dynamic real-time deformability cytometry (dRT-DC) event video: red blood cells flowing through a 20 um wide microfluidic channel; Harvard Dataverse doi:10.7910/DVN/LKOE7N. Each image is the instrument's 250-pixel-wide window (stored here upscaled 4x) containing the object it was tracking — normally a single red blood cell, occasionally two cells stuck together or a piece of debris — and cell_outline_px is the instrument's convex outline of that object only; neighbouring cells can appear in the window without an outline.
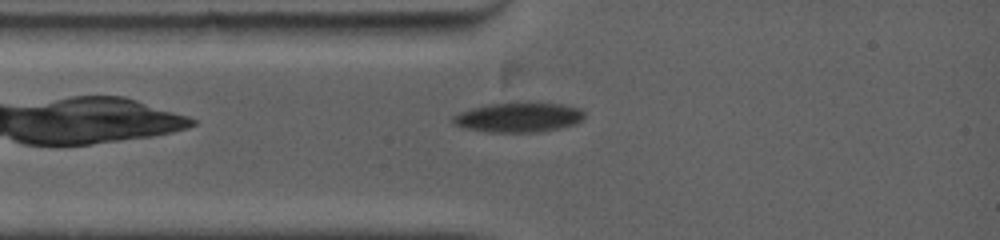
{"species": "common noctule bat (a hibernating species)", "species_latin": "Nyctalus noctula", "temperature_condition": "warm", "stored_images_in_passage": 14, "camera_frame_rate_fps": 5000, "um_per_image_px": 0.085, "animal": {"sex": "female", "body_mass_g": 19.0, "forearm_length_mm": 53.3}, "frame": {"image": 1, "passage_image": 1, "time_ms": 0.0, "image_size_px": [1000, 240], "cell_outline_px": [[584, 120], [576, 124], [560, 128], [536, 132], [488, 132], [464, 128], [452, 124], [452, 116], [460, 112], [472, 108], [488, 104], [528, 100], [564, 104], [580, 108], [584, 112]], "centroid_in_image_um": [44.11, 9.94], "position_along_channel_um": 40.9, "area_um2": 23.58}}
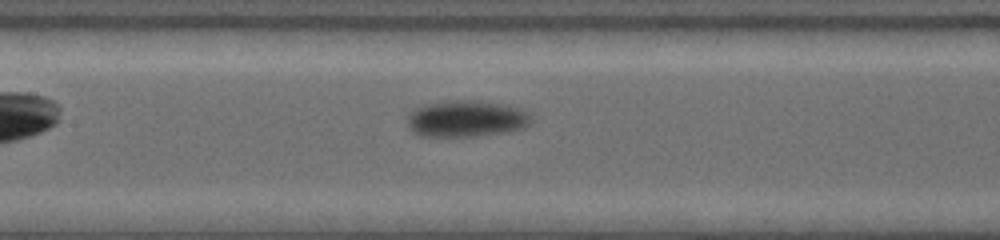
{"frame": {"image": 2, "passage_image": 7, "time_ms": 3.4, "image_size_px": [1000, 240], "cell_outline_px": [[532, 120], [524, 128], [504, 132], [476, 136], [420, 136], [412, 132], [408, 124], [408, 116], [416, 108], [424, 104], [448, 100], [472, 100], [504, 104], [520, 108], [528, 112]], "centroid_in_image_um": [39.63, 10.08], "position_along_channel_um": 167.8, "area_um2": 26.36}}
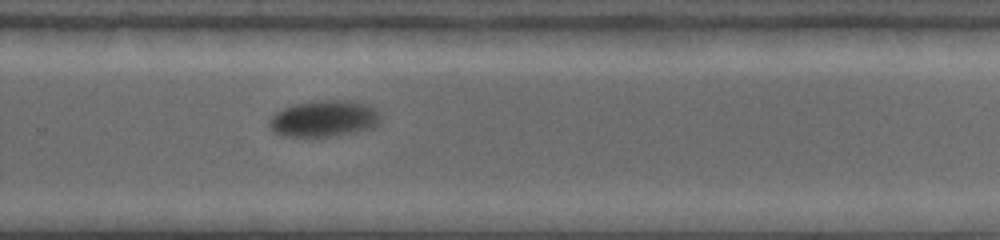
{"frame": {"image": 3, "passage_image": 14, "time_ms": 7.0, "image_size_px": [1000, 240], "cell_outline_px": [[380, 124], [372, 128], [336, 136], [284, 136], [276, 132], [268, 124], [268, 120], [276, 112], [292, 104], [320, 100], [348, 100], [368, 104], [380, 108]], "centroid_in_image_um": [27.61, 10.06], "position_along_channel_um": 302.2, "area_um2": 23.87}}